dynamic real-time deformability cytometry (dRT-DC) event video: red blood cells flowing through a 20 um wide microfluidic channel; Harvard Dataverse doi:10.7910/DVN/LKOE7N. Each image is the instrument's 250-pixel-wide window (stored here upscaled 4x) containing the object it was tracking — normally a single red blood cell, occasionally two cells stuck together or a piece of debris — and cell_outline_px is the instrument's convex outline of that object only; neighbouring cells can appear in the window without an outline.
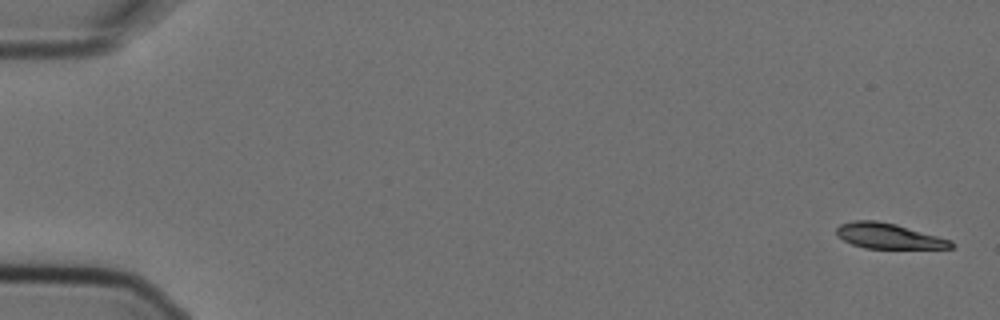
{"species": "Egyptian fruit bat (a non-hibernating species)", "species_latin": "Rousettus aegyptiacus", "temperature_condition": "cold", "stored_images_in_passage": 6, "camera_frame_rate_fps": 3000, "um_per_image_px": 0.085, "animal": {"sex": "female"}, "frame": {"image": 1, "passage_image": 1, "time_ms": 0.0, "image_size_px": [1000, 320], "cell_outline_px": [[956, 244], [952, 248], [864, 248], [852, 244], [836, 236], [836, 228], [840, 224], [852, 220], [876, 220], [896, 224], [952, 240]], "centroid_in_image_um": [75.51, 20.05], "position_along_channel_um": 9.5, "area_um2": 16.99}}
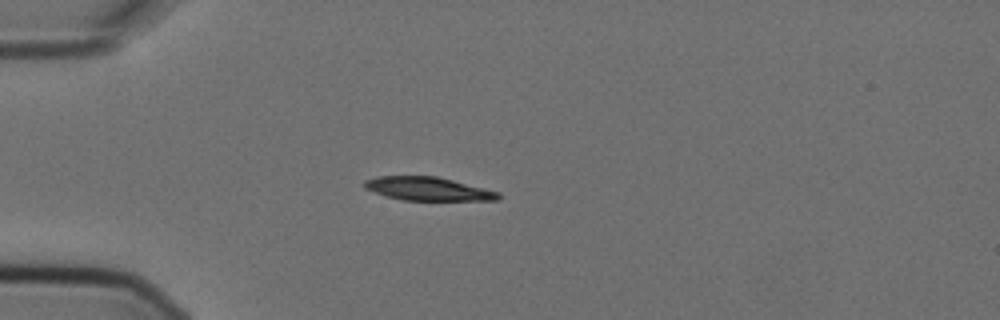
{"frame": {"image": 2, "passage_image": 5, "time_ms": 1.333, "image_size_px": [1000, 320], "cell_outline_px": [[500, 200], [404, 200], [388, 196], [364, 188], [364, 180], [376, 176], [436, 176], [500, 192]], "centroid_in_image_um": [36.38, 16.04], "position_along_channel_um": 48.6, "area_um2": 18.09}}